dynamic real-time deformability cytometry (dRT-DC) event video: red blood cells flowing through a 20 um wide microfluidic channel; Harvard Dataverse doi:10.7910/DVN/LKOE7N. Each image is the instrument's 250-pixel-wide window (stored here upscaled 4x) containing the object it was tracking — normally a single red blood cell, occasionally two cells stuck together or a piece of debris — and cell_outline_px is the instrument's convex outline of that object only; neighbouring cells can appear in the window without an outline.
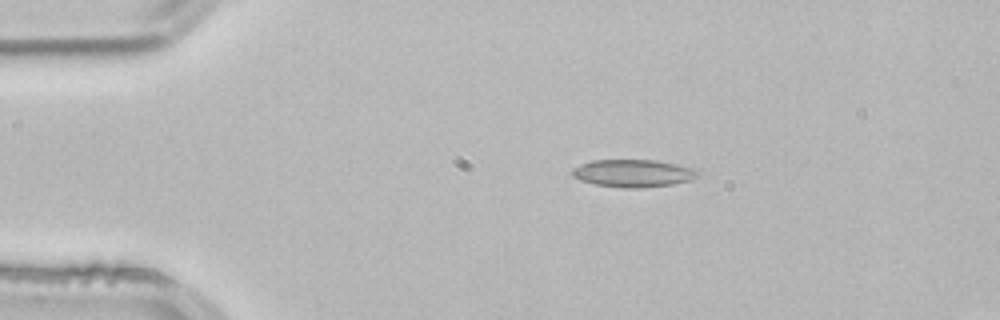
{"species": "common noctule bat (a hibernating species)", "species_latin": "Nyctalus noctula", "temperature_condition": "room temperature", "stored_images_in_passage": 3, "camera_frame_rate_fps": 3000, "um_per_image_px": 0.085, "animal": {"sex": "male", "body_mass_g": 21.5, "forearm_length_mm": 52.0}, "frame": {"image": 1, "passage_image": 3, "time_ms": 0.667, "image_size_px": [1000, 320], "cell_outline_px": [[700, 172], [692, 180], [672, 184], [644, 188], [624, 188], [596, 184], [580, 180], [572, 176], [572, 168], [580, 164], [592, 160], [656, 160], [676, 164], [692, 168]], "centroid_in_image_um": [53.8, 14.72], "position_along_channel_um": 31.2, "area_um2": 20.17}}